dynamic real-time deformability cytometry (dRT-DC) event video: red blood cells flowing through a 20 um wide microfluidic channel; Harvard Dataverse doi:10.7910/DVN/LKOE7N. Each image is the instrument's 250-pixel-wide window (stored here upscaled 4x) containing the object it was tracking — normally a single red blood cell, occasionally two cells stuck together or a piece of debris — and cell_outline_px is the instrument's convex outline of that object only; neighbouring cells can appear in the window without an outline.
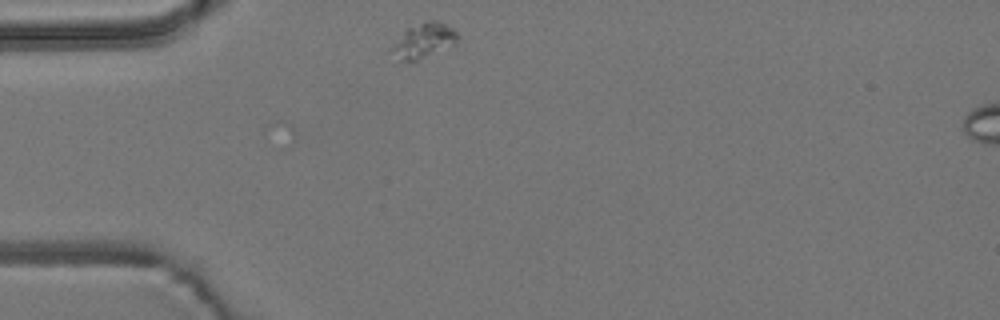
{"species": "common noctule bat (a hibernating species)", "species_latin": "Nyctalus noctula", "temperature_condition": "room temperature", "stored_images_in_passage": 8, "camera_frame_rate_fps": 3000, "um_per_image_px": 0.085, "animal": {"sex": "male", "body_mass_g": 19.2, "forearm_length_mm": 51.8}, "frame": {"image": 1, "passage_image": 1, "time_ms": 0.0, "image_size_px": [1000, 320], "cell_outline_px": [[460, 40], [456, 44], [412, 64], [392, 64], [388, 52], [388, 48], [408, 28], [424, 20], [436, 20], [452, 28], [460, 36]], "centroid_in_image_um": [35.89, 3.58], "position_along_channel_um": 49.1, "area_um2": 14.68}}
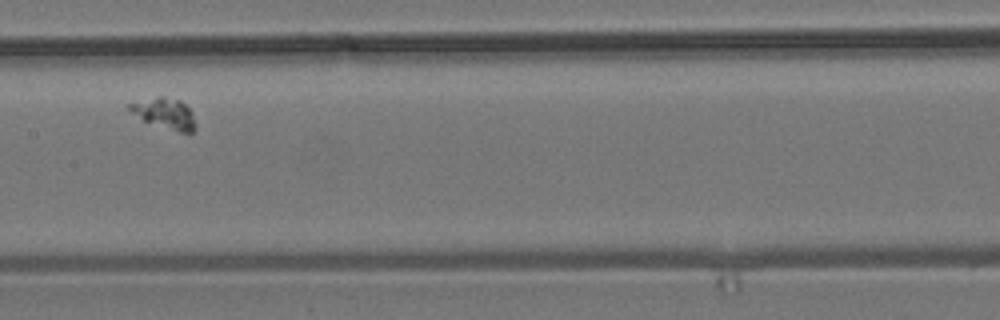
{"frame": {"image": 2, "passage_image": 5, "time_ms": 1.333, "image_size_px": [1000, 320], "cell_outline_px": [[196, 128], [192, 132], [176, 132], [144, 120], [132, 112], [128, 108], [128, 104], [156, 96], [164, 96], [180, 100], [192, 112], [196, 124]], "centroid_in_image_um": [14.04, 9.64], "position_along_channel_um": 193.4, "area_um2": 11.68}}
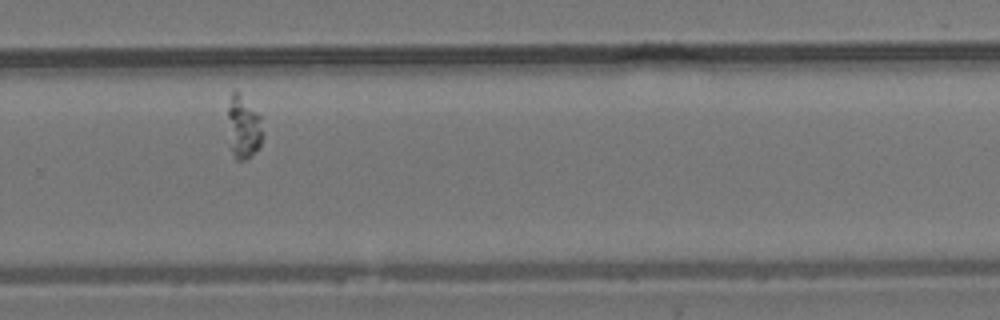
{"frame": {"image": 3, "passage_image": 8, "time_ms": 2.333, "image_size_px": [1000, 320], "cell_outline_px": [[264, 136], [260, 148], [252, 156], [244, 160], [236, 160], [232, 156], [228, 116], [228, 108], [232, 92], [236, 88], [240, 92], [260, 116], [264, 132]], "centroid_in_image_um": [20.74, 10.83], "position_along_channel_um": 309.1, "area_um2": 13.06}}